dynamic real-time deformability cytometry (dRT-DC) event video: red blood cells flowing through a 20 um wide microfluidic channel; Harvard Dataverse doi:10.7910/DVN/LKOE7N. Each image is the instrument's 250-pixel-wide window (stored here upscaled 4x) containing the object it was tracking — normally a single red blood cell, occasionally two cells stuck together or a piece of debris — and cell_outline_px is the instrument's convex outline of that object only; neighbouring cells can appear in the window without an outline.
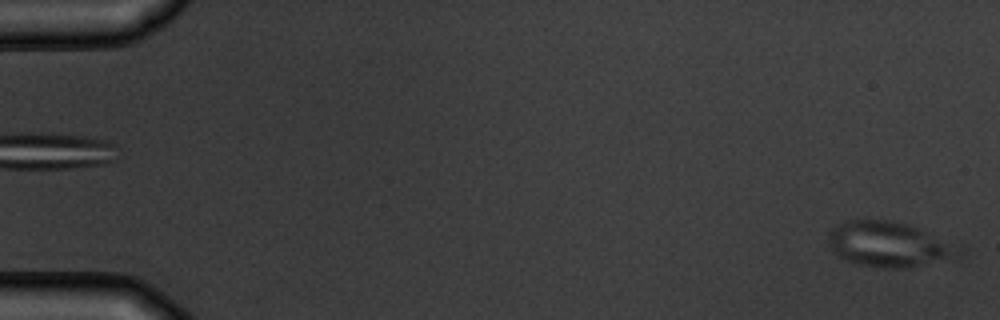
{"species": "common noctule bat (a hibernating species)", "species_latin": "Nyctalus noctula", "temperature_condition": "warm", "stored_images_in_passage": 2, "camera_frame_rate_fps": 3000, "um_per_image_px": 0.085, "animal": {"sex": "male", "body_mass_g": 19.5, "forearm_length_mm": 54.6}, "frame": {"image": 1, "passage_image": 2, "time_ms": 1.0, "image_size_px": [1000, 320], "cell_outline_px": [[968, 248], [960, 256], [908, 268], [884, 268], [856, 264], [840, 256], [832, 248], [828, 240], [828, 232], [832, 228], [848, 220], [892, 220], [916, 228]], "centroid_in_image_um": [75.62, 20.78], "position_along_channel_um": 9.4, "area_um2": 34.22}}